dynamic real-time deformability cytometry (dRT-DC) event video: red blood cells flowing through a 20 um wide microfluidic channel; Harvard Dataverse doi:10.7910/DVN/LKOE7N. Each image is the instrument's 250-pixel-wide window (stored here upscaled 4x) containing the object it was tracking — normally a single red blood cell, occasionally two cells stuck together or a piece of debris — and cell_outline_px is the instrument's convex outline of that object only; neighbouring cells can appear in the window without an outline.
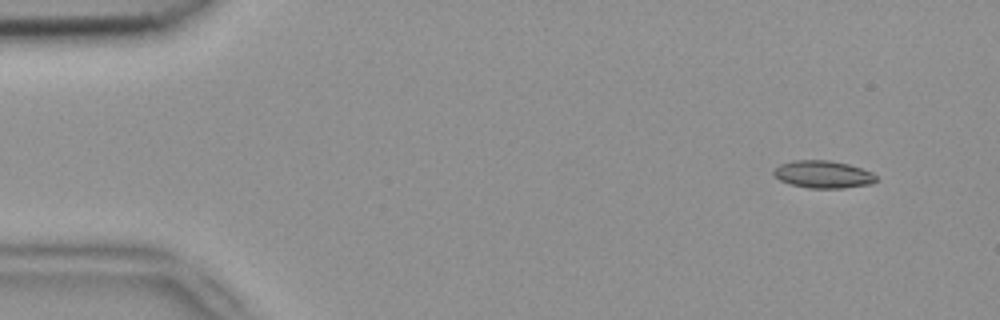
{"species": "common noctule bat (a hibernating species)", "species_latin": "Nyctalus noctula", "temperature_condition": "room temperature", "stored_images_in_passage": 6, "camera_frame_rate_fps": 3000, "um_per_image_px": 0.085, "animal": {"sex": "female", "body_mass_g": 18.4}, "frame": {"image": 1, "passage_image": 2, "time_ms": 0.333, "image_size_px": [1000, 320], "cell_outline_px": [[876, 180], [872, 184], [844, 188], [808, 188], [792, 184], [780, 180], [772, 172], [780, 164], [792, 160], [828, 160], [848, 164], [872, 172], [876, 176]], "centroid_in_image_um": [69.97, 14.82], "position_along_channel_um": 15.0, "area_um2": 16.3}}
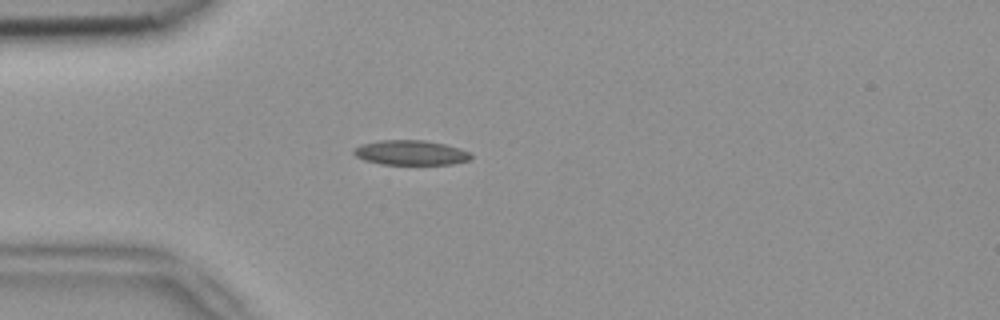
{"frame": {"image": 2, "passage_image": 4, "time_ms": 1.0, "image_size_px": [1000, 320], "cell_outline_px": [[472, 156], [468, 160], [452, 164], [380, 164], [364, 160], [356, 156], [352, 152], [352, 148], [360, 144], [380, 140], [424, 140], [444, 144], [460, 148], [468, 152]], "centroid_in_image_um": [34.85, 12.97], "position_along_channel_um": 50.1, "area_um2": 16.94}}